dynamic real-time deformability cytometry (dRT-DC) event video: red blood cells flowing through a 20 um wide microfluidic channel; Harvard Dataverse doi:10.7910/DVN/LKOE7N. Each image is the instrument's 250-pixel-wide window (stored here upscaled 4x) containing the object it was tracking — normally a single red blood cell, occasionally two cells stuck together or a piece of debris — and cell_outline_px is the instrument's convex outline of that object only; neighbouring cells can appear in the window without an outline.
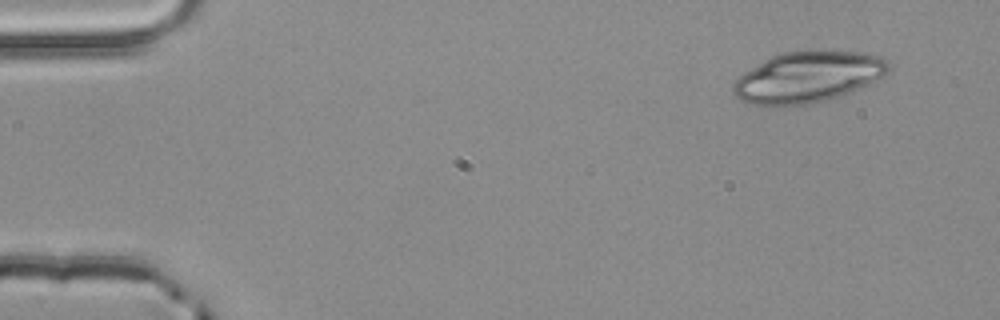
{"species": "common noctule bat (a hibernating species)", "species_latin": "Nyctalus noctula", "temperature_condition": "room temperature", "stored_images_in_passage": 3, "camera_frame_rate_fps": 3000, "um_per_image_px": 0.085, "animal": {"sex": "male", "body_mass_g": 20.4}, "frame": {"image": 1, "passage_image": 1, "time_ms": 0.0, "image_size_px": [1000, 320], "cell_outline_px": [[892, 68], [884, 76], [864, 88], [836, 100], [788, 108], [776, 108], [748, 104], [740, 100], [732, 92], [732, 84], [744, 72], [772, 56], [784, 52], [808, 48], [816, 48], [872, 52], [888, 60]], "centroid_in_image_um": [68.75, 6.56], "position_along_channel_um": 16.2, "area_um2": 48.96}}